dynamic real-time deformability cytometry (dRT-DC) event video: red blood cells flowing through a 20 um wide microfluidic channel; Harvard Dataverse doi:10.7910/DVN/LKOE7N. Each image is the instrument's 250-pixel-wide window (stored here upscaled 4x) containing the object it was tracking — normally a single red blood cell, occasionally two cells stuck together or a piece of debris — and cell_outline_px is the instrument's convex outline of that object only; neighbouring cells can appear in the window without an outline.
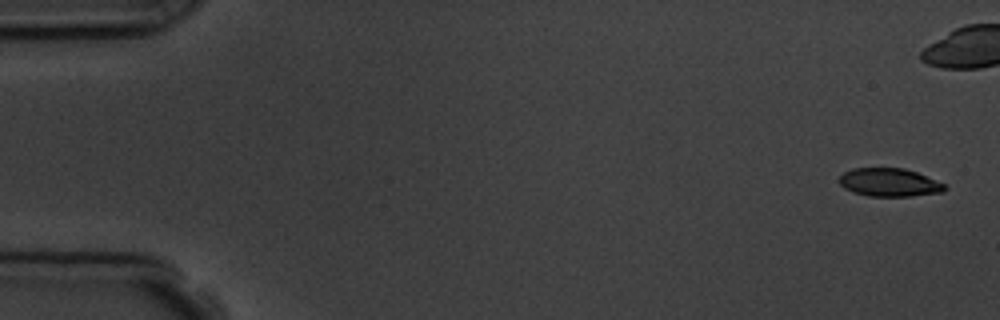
{"species": "common noctule bat (a hibernating species)", "species_latin": "Nyctalus noctula", "temperature_condition": "room temperature", "stored_images_in_passage": 6, "camera_frame_rate_fps": 3000, "um_per_image_px": 0.085, "animal": {"sex": "male", "body_mass_g": 19.5, "forearm_length_mm": 54.6}, "frame": {"image": 1, "passage_image": 1, "time_ms": 0.0, "image_size_px": [1000, 320], "cell_outline_px": [[948, 188], [944, 192], [912, 196], [868, 196], [852, 192], [844, 188], [840, 184], [840, 176], [844, 172], [852, 168], [904, 168], [916, 172], [944, 184]], "centroid_in_image_um": [75.59, 15.51], "position_along_channel_um": 9.4, "area_um2": 17.34}}